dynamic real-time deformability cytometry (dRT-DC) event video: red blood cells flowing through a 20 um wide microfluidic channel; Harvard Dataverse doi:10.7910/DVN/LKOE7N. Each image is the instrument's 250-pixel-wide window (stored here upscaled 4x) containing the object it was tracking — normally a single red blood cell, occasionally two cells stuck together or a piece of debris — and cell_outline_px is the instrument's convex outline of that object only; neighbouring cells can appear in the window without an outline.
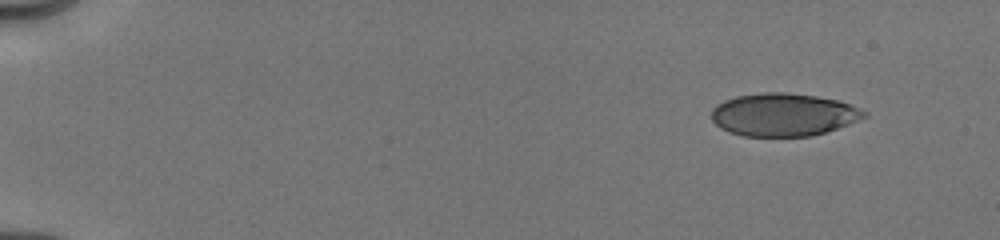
{"species": "human", "species_latin": "Homo sapiens", "temperature_condition": "cold", "stored_images_in_passage": 13, "camera_frame_rate_fps": 3000, "um_per_image_px": 0.085, "donor": {"sex": "male"}, "frame": {"image": 1, "passage_image": 1, "time_ms": 0.0, "image_size_px": [1000, 240], "cell_outline_px": [[868, 116], [848, 124], [812, 136], [740, 136], [728, 132], [720, 128], [712, 120], [712, 108], [716, 104], [724, 100], [736, 96], [760, 92], [784, 92], [816, 96], [836, 100], [848, 104], [868, 112]], "centroid_in_image_um": [66.55, 9.74], "position_along_channel_um": 18.5, "area_um2": 38.15}}
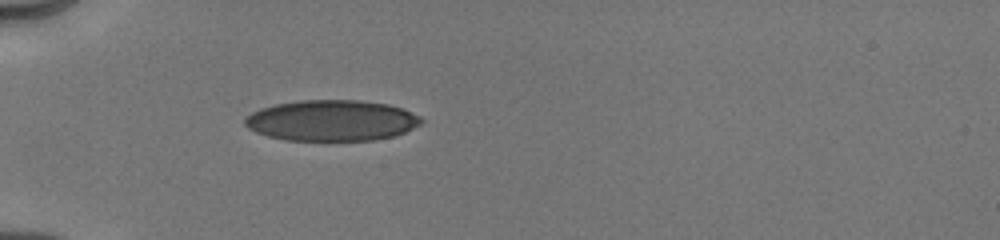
{"frame": {"image": 2, "passage_image": 10, "time_ms": 4.0, "image_size_px": [1000, 240], "cell_outline_px": [[424, 120], [420, 124], [396, 136], [372, 140], [284, 140], [268, 136], [256, 132], [248, 128], [244, 124], [244, 120], [252, 112], [260, 108], [276, 104], [300, 100], [360, 100], [388, 104], [400, 108], [420, 116]], "centroid_in_image_um": [28.18, 10.24], "position_along_channel_um": 56.8, "area_um2": 41.96}}
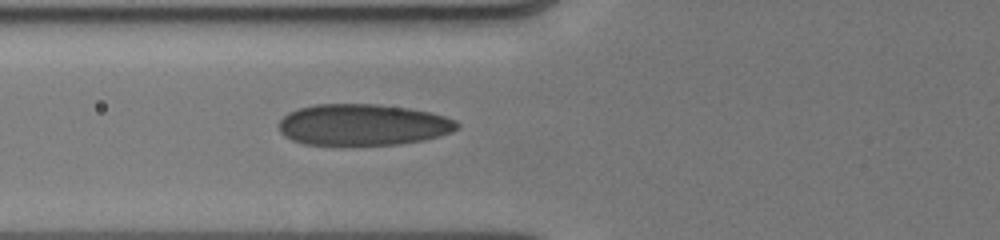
{"frame": {"image": 3, "passage_image": 13, "time_ms": 5.333, "image_size_px": [1000, 240], "cell_outline_px": [[460, 128], [452, 132], [440, 136], [424, 140], [400, 144], [304, 144], [292, 140], [284, 136], [280, 132], [280, 120], [288, 112], [300, 108], [316, 104], [376, 104], [408, 108], [428, 112], [444, 116], [456, 120], [460, 124]], "centroid_in_image_um": [30.88, 10.6], "position_along_channel_um": 94.9, "area_um2": 42.83}}